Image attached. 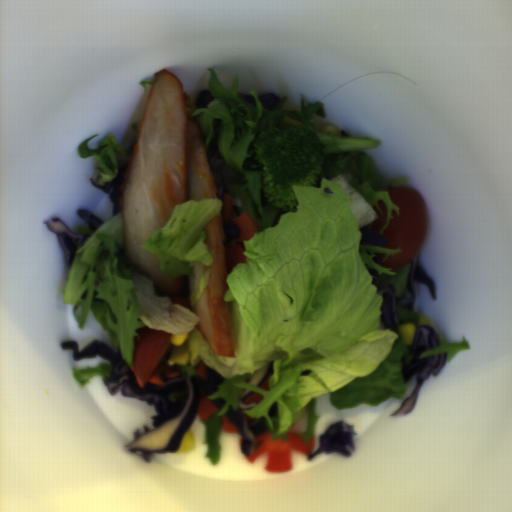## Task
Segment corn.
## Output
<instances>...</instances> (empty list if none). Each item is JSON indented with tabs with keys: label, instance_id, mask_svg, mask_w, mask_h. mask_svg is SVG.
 I'll use <instances>...</instances> for the list:
<instances>
[{
	"label": "corn",
	"instance_id": "f1292c28",
	"mask_svg": "<svg viewBox=\"0 0 512 512\" xmlns=\"http://www.w3.org/2000/svg\"><path fill=\"white\" fill-rule=\"evenodd\" d=\"M194 449H195V439H194L192 433L187 430L181 439L179 449L175 452L182 453V454H189V453L193 452Z\"/></svg>",
	"mask_w": 512,
	"mask_h": 512
},
{
	"label": "corn",
	"instance_id": "cfcad685",
	"mask_svg": "<svg viewBox=\"0 0 512 512\" xmlns=\"http://www.w3.org/2000/svg\"><path fill=\"white\" fill-rule=\"evenodd\" d=\"M320 133H326L334 136L341 137L339 130L334 124H325L322 126Z\"/></svg>",
	"mask_w": 512,
	"mask_h": 512
},
{
	"label": "corn",
	"instance_id": "5cfa1b94",
	"mask_svg": "<svg viewBox=\"0 0 512 512\" xmlns=\"http://www.w3.org/2000/svg\"><path fill=\"white\" fill-rule=\"evenodd\" d=\"M189 335H190L189 332L188 333L171 334V337H170L171 345H175V346H178V347L183 345L184 342L189 337Z\"/></svg>",
	"mask_w": 512,
	"mask_h": 512
},
{
	"label": "corn",
	"instance_id": "51d56268",
	"mask_svg": "<svg viewBox=\"0 0 512 512\" xmlns=\"http://www.w3.org/2000/svg\"><path fill=\"white\" fill-rule=\"evenodd\" d=\"M397 333L403 345H412L415 335L417 333V326L415 323H402L397 327Z\"/></svg>",
	"mask_w": 512,
	"mask_h": 512
},
{
	"label": "corn",
	"instance_id": "2b8c4276",
	"mask_svg": "<svg viewBox=\"0 0 512 512\" xmlns=\"http://www.w3.org/2000/svg\"><path fill=\"white\" fill-rule=\"evenodd\" d=\"M418 325H430L431 320L426 315L419 314V317L417 319Z\"/></svg>",
	"mask_w": 512,
	"mask_h": 512
}]
</instances>
